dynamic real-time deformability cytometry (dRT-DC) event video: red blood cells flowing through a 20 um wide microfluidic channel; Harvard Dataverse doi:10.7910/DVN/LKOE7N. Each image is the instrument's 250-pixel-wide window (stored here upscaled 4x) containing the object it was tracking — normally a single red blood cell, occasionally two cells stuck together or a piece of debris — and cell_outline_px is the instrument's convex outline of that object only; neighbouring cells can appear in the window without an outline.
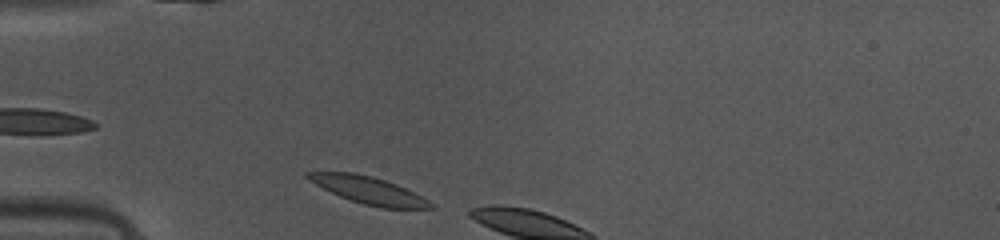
{"species": "common noctule bat (a hibernating species)", "species_latin": "Nyctalus noctula", "temperature_condition": "warm", "stored_images_in_passage": 3, "camera_frame_rate_fps": 3000, "um_per_image_px": 0.085, "animal": {"sex": "female", "body_mass_g": 10.0, "forearm_length_mm": 53.1}, "frame": {"image": 1, "passage_image": 1, "time_ms": 0.0, "image_size_px": [1000, 240], "cell_outline_px": [[424, 208], [388, 208], [368, 204], [344, 196], [312, 180], [308, 176], [316, 172], [344, 172], [364, 176], [380, 180], [392, 184], [416, 196]], "centroid_in_image_um": [31.2, 16.15], "position_along_channel_um": 53.8, "area_um2": 16.18}}